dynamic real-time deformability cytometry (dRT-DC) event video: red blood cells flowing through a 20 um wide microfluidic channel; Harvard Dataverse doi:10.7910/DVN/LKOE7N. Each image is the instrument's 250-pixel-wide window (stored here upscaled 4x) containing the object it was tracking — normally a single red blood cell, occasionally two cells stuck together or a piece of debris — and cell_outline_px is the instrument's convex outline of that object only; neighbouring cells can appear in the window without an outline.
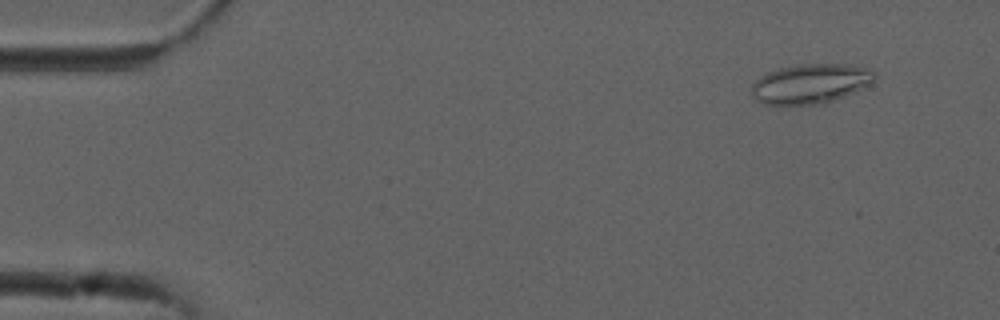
{"species": "common noctule bat (a hibernating species)", "species_latin": "Nyctalus noctula", "temperature_condition": "cold", "stored_images_in_passage": 6, "camera_frame_rate_fps": 3000, "um_per_image_px": 0.085, "animal": {"sex": "male", "forearm_length_mm": 52.5}, "frame": {"image": 1, "passage_image": 2, "time_ms": 0.333, "image_size_px": [1000, 320], "cell_outline_px": [[876, 80], [844, 96], [824, 104], [764, 104], [756, 100], [752, 96], [752, 84], [760, 76], [768, 72], [780, 68], [796, 64], [848, 64], [868, 68], [876, 76]], "centroid_in_image_um": [68.87, 7.1], "position_along_channel_um": 16.1, "area_um2": 28.26}}